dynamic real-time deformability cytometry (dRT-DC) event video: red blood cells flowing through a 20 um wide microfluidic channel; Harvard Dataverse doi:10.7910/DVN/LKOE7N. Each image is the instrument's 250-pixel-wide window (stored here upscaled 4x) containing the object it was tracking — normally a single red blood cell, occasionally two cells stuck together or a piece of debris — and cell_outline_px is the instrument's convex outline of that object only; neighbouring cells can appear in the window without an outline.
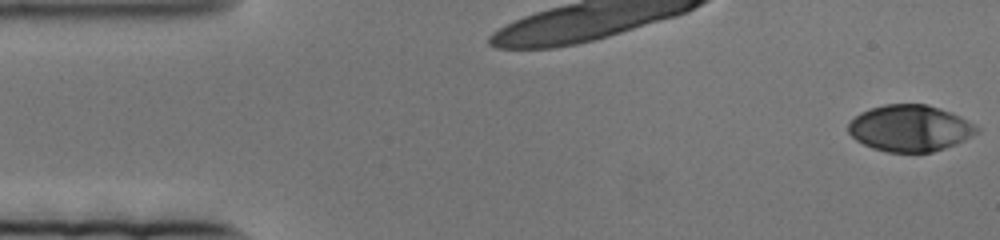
{"species": "human", "species_latin": "Homo sapiens", "temperature_condition": "cold", "stored_images_in_passage": 81, "camera_frame_rate_fps": 3000, "um_per_image_px": 0.085, "donor": {"sex": "female"}, "frame": {"image": 1, "passage_image": 1, "time_ms": 0.0, "image_size_px": [1000, 240], "cell_outline_px": [[980, 132], [956, 144], [932, 152], [888, 152], [872, 148], [856, 140], [848, 132], [848, 124], [860, 112], [884, 104], [928, 104], [952, 112], [960, 116], [980, 128]], "centroid_in_image_um": [77.36, 10.89], "position_along_channel_um": 7.6, "area_um2": 34.8}}
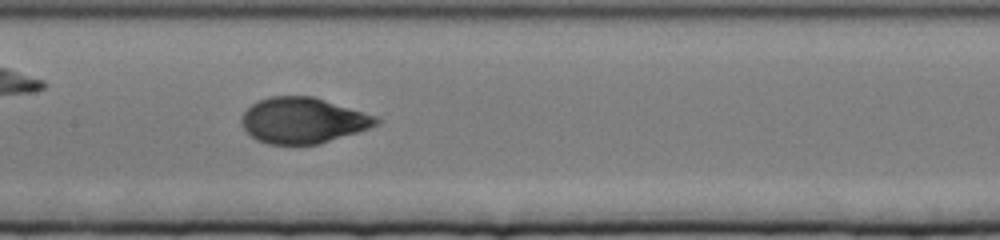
{"frame": {"image": 2, "passage_image": 38, "time_ms": 12.333, "image_size_px": [1000, 240], "cell_outline_px": [[380, 124], [320, 144], [268, 144], [256, 140], [240, 124], [240, 116], [252, 104], [260, 100], [272, 96], [312, 96], [376, 116], [380, 120]], "centroid_in_image_um": [25.72, 10.24], "position_along_channel_um": 181.7, "area_um2": 35.66}}
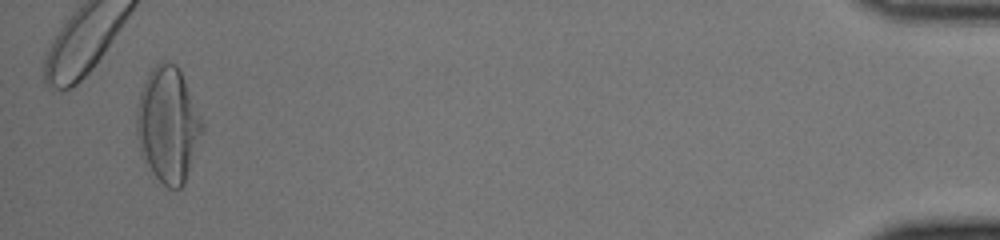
{"frame": {"image": 3, "passage_image": 78, "time_ms": 25.667, "image_size_px": [1000, 240], "cell_outline_px": [[204, 128], [184, 184], [180, 188], [168, 188], [156, 176], [140, 156], [136, 136], [136, 112], [140, 92], [148, 72], [160, 60], [164, 60], [176, 64], [184, 80], [204, 124]], "centroid_in_image_um": [14.25, 10.59], "position_along_channel_um": 421.0, "area_um2": 43.99}}